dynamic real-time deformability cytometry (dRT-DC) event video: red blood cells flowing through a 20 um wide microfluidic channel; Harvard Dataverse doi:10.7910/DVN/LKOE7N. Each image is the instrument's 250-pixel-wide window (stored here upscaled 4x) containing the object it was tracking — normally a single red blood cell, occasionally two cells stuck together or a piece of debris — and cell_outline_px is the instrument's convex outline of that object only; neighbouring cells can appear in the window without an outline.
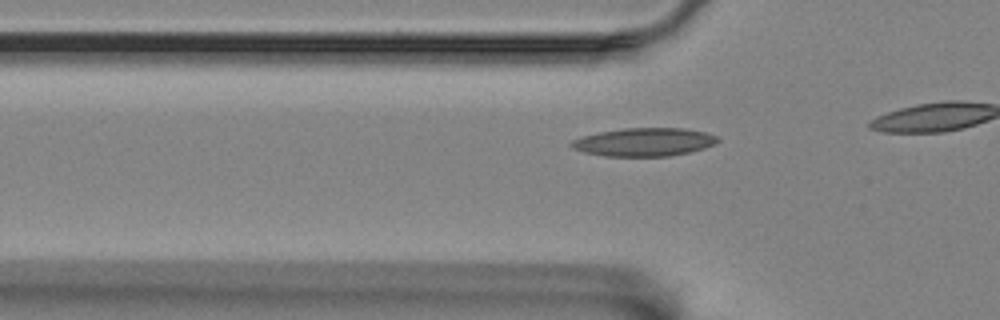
{"species": "Egyptian fruit bat (a non-hibernating species)", "species_latin": "Rousettus aegyptiacus", "temperature_condition": "room temperature", "stored_images_in_passage": 15, "camera_frame_rate_fps": 3000, "um_per_image_px": 0.085, "animal": {"sex": "female"}, "frame": {"image": 1, "passage_image": 9, "time_ms": 2.667, "image_size_px": [1000, 320], "cell_outline_px": [[720, 140], [716, 144], [704, 148], [688, 152], [668, 156], [604, 156], [584, 152], [572, 148], [568, 144], [572, 140], [584, 136], [600, 132], [624, 128], [684, 128], [704, 132], [716, 136]], "centroid_in_image_um": [54.75, 12.07], "position_along_channel_um": 71.1, "area_um2": 23.99}}
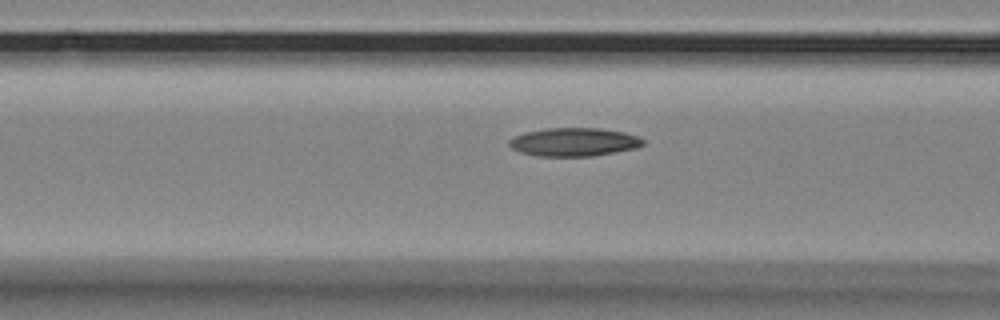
{"frame": {"image": 2, "passage_image": 13, "time_ms": 4.0, "image_size_px": [1000, 320], "cell_outline_px": [[644, 144], [636, 148], [592, 156], [540, 156], [520, 152], [512, 148], [508, 144], [508, 140], [524, 132], [548, 128], [600, 128], [624, 132], [636, 136], [644, 140]], "centroid_in_image_um": [48.77, 12.07], "position_along_channel_um": 117.8, "area_um2": 22.02}}